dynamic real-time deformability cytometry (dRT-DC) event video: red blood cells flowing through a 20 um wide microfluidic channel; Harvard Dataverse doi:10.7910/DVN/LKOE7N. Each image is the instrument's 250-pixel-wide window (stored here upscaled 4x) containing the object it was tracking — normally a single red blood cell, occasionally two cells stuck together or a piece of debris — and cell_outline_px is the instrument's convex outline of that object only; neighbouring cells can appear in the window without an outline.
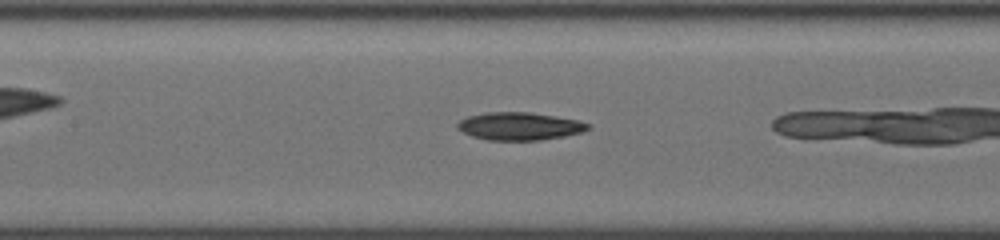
{"species": "common noctule bat (a hibernating species)", "species_latin": "Nyctalus noctula", "temperature_condition": "cold", "stored_images_in_passage": 31, "camera_frame_rate_fps": 3000, "um_per_image_px": 0.085, "animal": {"sex": "female", "body_mass_g": 19.5, "forearm_length_mm": 54.1}, "frame": {"image": 1, "passage_image": 14, "time_ms": 4.333, "image_size_px": [1000, 240], "cell_outline_px": [[592, 128], [584, 132], [564, 136], [540, 140], [488, 140], [472, 136], [456, 128], [456, 124], [460, 120], [468, 116], [488, 112], [528, 112], [556, 116], [576, 120], [588, 124]], "centroid_in_image_um": [44.16, 10.73], "position_along_channel_um": 163.2, "area_um2": 21.1}}